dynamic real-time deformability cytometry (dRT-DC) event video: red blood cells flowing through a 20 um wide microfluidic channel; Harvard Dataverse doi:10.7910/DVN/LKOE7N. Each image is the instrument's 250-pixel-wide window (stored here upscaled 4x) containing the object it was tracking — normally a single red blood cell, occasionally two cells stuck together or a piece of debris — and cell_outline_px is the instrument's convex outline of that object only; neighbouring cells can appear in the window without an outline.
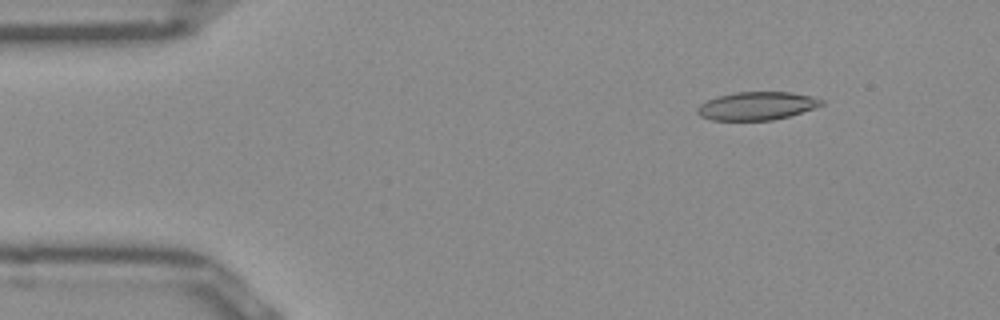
{"species": "Egyptian fruit bat (a non-hibernating species)", "species_latin": "Rousettus aegyptiacus", "temperature_condition": "room temperature", "stored_images_in_passage": 51, "camera_frame_rate_fps": 3000, "um_per_image_px": 0.085, "frame": {"image": 1, "passage_image": 6, "time_ms": 1.667, "image_size_px": [1000, 320], "cell_outline_px": [[824, 104], [788, 116], [772, 120], [712, 120], [700, 116], [696, 112], [696, 108], [700, 104], [708, 100], [720, 96], [736, 92], [792, 92], [812, 96], [824, 100]], "centroid_in_image_um": [64.32, 9.0], "position_along_channel_um": 20.7, "area_um2": 20.17}}
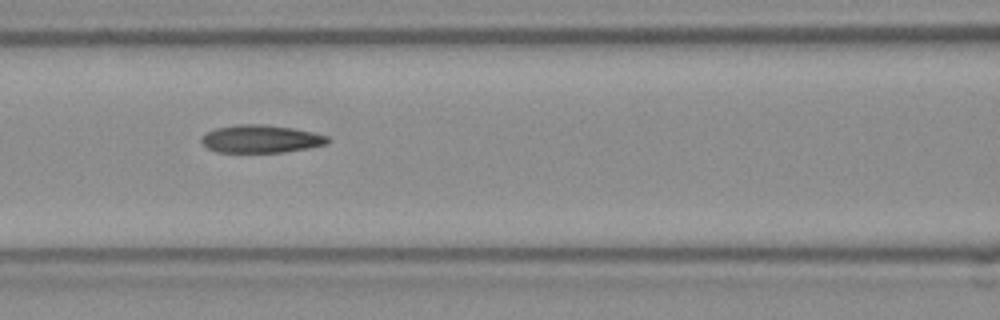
{"frame": {"image": 2, "passage_image": 21, "time_ms": 6.667, "image_size_px": [1000, 320], "cell_outline_px": [[332, 140], [328, 144], [308, 148], [284, 152], [216, 152], [208, 148], [200, 140], [200, 136], [216, 128], [236, 124], [264, 124], [292, 128], [312, 132], [328, 136]], "centroid_in_image_um": [22.19, 11.8], "position_along_channel_um": 144.4, "area_um2": 20.58}}
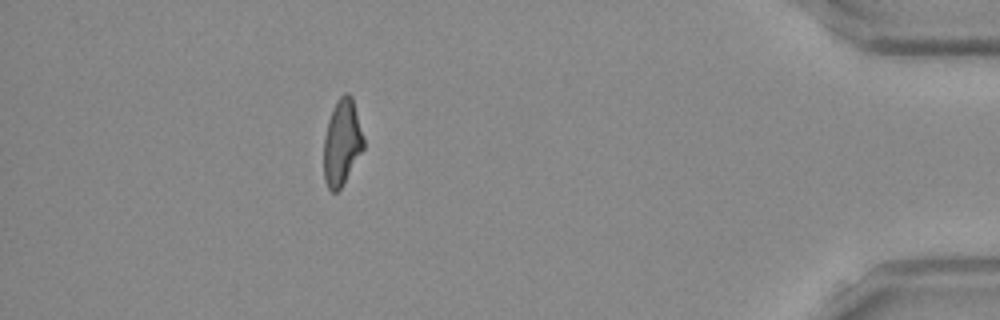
{"frame": {"image": 3, "passage_image": 45, "time_ms": 14.667, "image_size_px": [1000, 320], "cell_outline_px": [[364, 148], [340, 188], [336, 192], [332, 192], [328, 188], [324, 180], [324, 136], [328, 120], [332, 108], [336, 100], [344, 92], [348, 92], [352, 96], [364, 136]], "centroid_in_image_um": [29.06, 12.06], "position_along_channel_um": 406.1, "area_um2": 20.0}}